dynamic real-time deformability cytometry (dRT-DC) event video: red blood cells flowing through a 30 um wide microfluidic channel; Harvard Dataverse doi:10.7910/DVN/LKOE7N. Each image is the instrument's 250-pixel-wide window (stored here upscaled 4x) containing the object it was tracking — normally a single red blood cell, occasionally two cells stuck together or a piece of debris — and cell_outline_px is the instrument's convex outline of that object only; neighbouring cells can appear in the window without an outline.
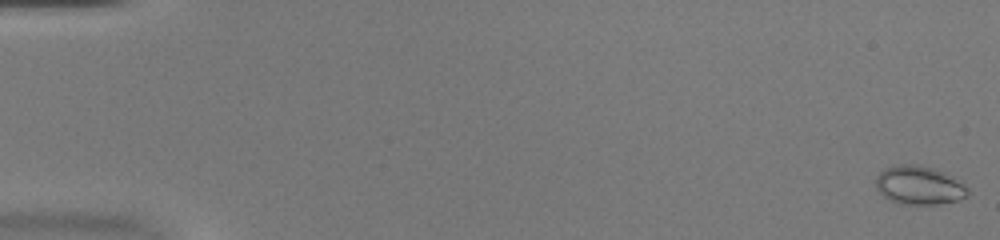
{"species": "common noctule bat (a hibernating species)", "species_latin": "Nyctalus noctula", "temperature_condition": "warm", "stored_images_in_passage": 7, "camera_frame_rate_fps": 3000, "um_per_image_px": 0.085, "animal": {"sex": "female", "body_mass_g": 20.0, "forearm_length_mm": 54.0}, "frame": {"image": 1, "passage_image": 1, "time_ms": 0.0, "image_size_px": [1000, 240], "cell_outline_px": [[968, 196], [960, 200], [936, 204], [900, 204], [884, 196], [876, 188], [876, 176], [884, 168], [900, 164], [916, 164], [932, 168], [944, 172], [968, 188]], "centroid_in_image_um": [78.11, 15.75], "position_along_channel_um": 6.9, "area_um2": 20.52}}